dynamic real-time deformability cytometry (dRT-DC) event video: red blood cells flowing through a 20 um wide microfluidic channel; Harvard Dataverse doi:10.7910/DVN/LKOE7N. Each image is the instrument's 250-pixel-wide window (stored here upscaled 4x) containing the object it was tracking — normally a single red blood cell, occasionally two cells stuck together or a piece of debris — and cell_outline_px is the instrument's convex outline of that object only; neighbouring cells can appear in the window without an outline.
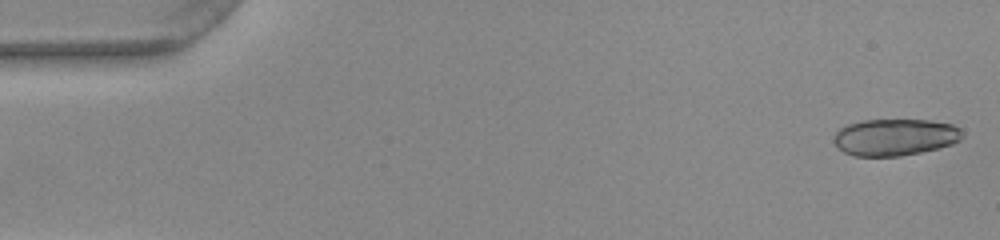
{"species": "common noctule bat (a hibernating species)", "species_latin": "Nyctalus noctula", "temperature_condition": "warm", "stored_images_in_passage": 18, "camera_frame_rate_fps": 3000, "um_per_image_px": 0.085, "animal": {"sex": "female", "body_mass_g": 22.0, "forearm_length_mm": 56.7}, "frame": {"image": 1, "passage_image": 1, "time_ms": 0.0, "image_size_px": [1000, 240], "cell_outline_px": [[964, 136], [960, 140], [952, 144], [920, 152], [900, 156], [852, 156], [844, 152], [832, 140], [832, 136], [840, 128], [848, 124], [864, 120], [928, 120], [952, 124], [960, 128]], "centroid_in_image_um": [76.06, 11.66], "position_along_channel_um": 8.9, "area_um2": 27.57}}